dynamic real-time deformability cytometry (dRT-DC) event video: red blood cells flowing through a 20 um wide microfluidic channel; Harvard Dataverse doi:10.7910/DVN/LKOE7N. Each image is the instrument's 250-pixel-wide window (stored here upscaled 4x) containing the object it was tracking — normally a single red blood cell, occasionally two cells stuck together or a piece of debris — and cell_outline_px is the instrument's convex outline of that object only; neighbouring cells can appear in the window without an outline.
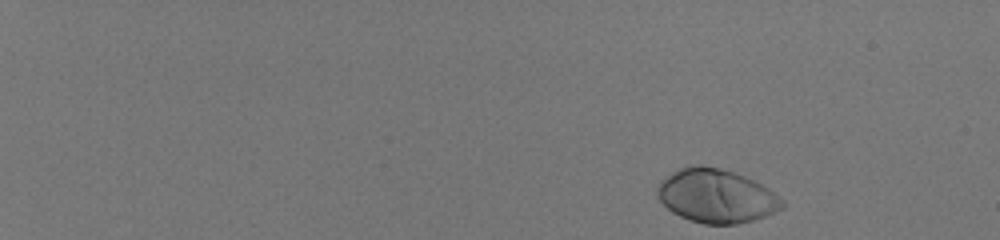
{"species": "human", "species_latin": "Homo sapiens", "temperature_condition": "room temperature", "stored_images_in_passage": 22, "camera_frame_rate_fps": 3000, "um_per_image_px": 0.085, "donor": {"sex": "male"}, "frame": {"image": 1, "passage_image": 1, "time_ms": 0.0, "image_size_px": [1000, 240], "cell_outline_px": [[784, 208], [764, 216], [752, 220], [736, 224], [704, 224], [680, 216], [672, 212], [656, 196], [656, 188], [672, 172], [680, 168], [692, 164], [700, 164], [720, 168], [744, 176], [768, 188], [784, 200]], "centroid_in_image_um": [60.88, 16.65], "position_along_channel_um": 24.1, "area_um2": 38.78}}
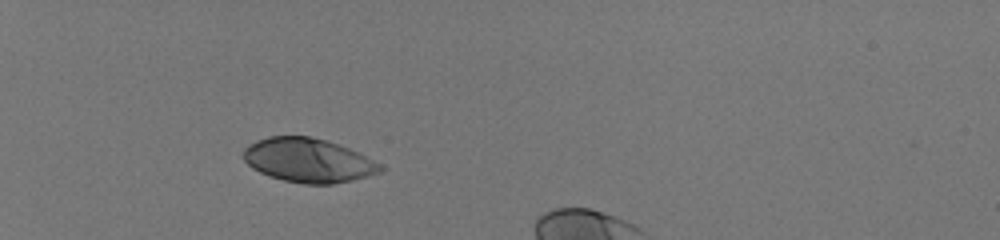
{"frame": {"image": 2, "passage_image": 15, "time_ms": 4.667, "image_size_px": [1000, 240], "cell_outline_px": [[384, 168], [380, 172], [368, 176], [352, 180], [332, 184], [304, 184], [284, 180], [268, 176], [252, 168], [244, 160], [244, 148], [256, 140], [268, 136], [308, 136], [324, 140], [348, 148], [380, 164]], "centroid_in_image_um": [26.16, 13.63], "position_along_channel_um": 58.8, "area_um2": 34.8}}